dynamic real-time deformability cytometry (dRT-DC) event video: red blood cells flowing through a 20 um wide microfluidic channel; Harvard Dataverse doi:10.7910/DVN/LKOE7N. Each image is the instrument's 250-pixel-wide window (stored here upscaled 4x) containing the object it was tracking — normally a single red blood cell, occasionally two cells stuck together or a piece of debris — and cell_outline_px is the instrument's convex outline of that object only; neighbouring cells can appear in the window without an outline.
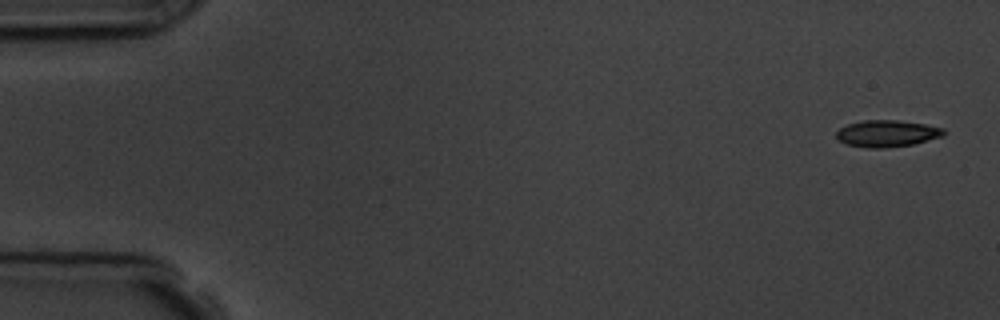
{"species": "common noctule bat (a hibernating species)", "species_latin": "Nyctalus noctula", "temperature_condition": "room temperature", "stored_images_in_passage": 6, "camera_frame_rate_fps": 3000, "um_per_image_px": 0.085, "animal": {"sex": "male", "body_mass_g": 19.5, "forearm_length_mm": 54.6}, "frame": {"image": 1, "passage_image": 1, "time_ms": 0.0, "image_size_px": [1000, 320], "cell_outline_px": [[944, 136], [912, 144], [884, 148], [868, 148], [848, 144], [840, 140], [836, 136], [836, 132], [840, 128], [848, 124], [864, 120], [900, 120], [924, 124], [944, 128]], "centroid_in_image_um": [75.41, 11.34], "position_along_channel_um": 9.6, "area_um2": 16.59}}
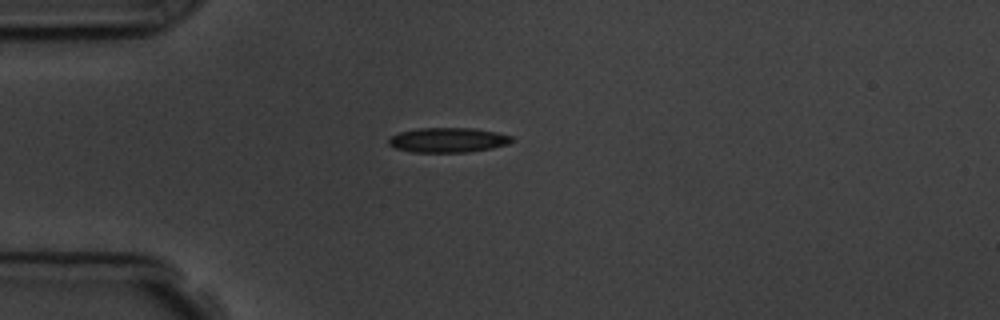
{"frame": {"image": 2, "passage_image": 5, "time_ms": 4.333, "image_size_px": [1000, 320], "cell_outline_px": [[516, 140], [508, 144], [492, 148], [468, 152], [412, 152], [396, 148], [388, 144], [388, 140], [392, 136], [400, 132], [420, 128], [476, 128], [496, 132], [512, 136]], "centroid_in_image_um": [38.12, 11.9], "position_along_channel_um": 46.9, "area_um2": 17.8}}
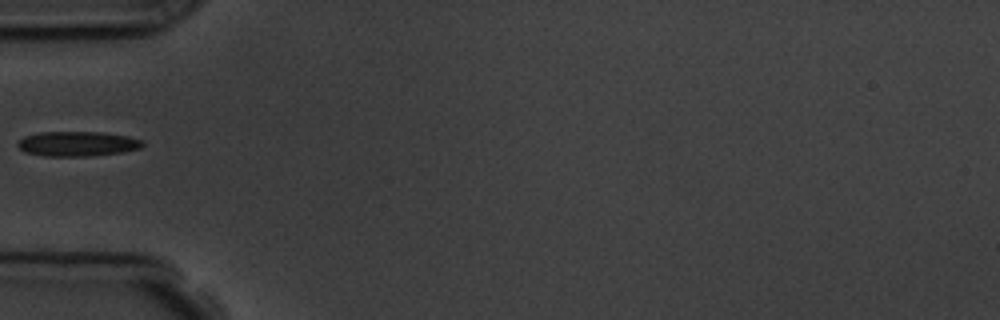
{"frame": {"image": 3, "passage_image": 6, "time_ms": 5.667, "image_size_px": [1000, 320], "cell_outline_px": [[144, 144], [140, 148], [120, 152], [92, 156], [44, 156], [24, 152], [16, 144], [24, 136], [40, 132], [100, 132], [128, 136], [144, 140]], "centroid_in_image_um": [6.58, 12.22], "position_along_channel_um": 78.4, "area_um2": 18.09}}